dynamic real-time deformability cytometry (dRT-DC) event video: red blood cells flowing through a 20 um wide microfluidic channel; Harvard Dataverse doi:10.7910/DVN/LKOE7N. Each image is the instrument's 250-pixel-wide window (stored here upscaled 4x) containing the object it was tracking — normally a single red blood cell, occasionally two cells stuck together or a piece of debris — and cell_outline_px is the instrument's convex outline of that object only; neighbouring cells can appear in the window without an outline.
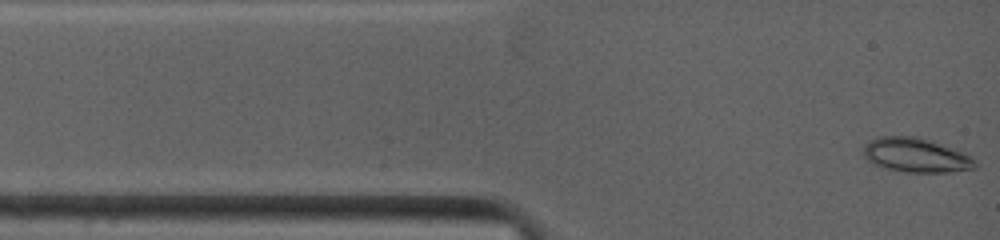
{"species": "common noctule bat (a hibernating species)", "species_latin": "Nyctalus noctula", "temperature_condition": "warm", "stored_images_in_passage": 17, "camera_frame_rate_fps": 4500, "um_per_image_px": 0.085, "animal": {"sex": "female", "body_mass_g": 19.0, "forearm_length_mm": 53.3}, "frame": {"image": 1, "passage_image": 1, "time_ms": 0.0, "image_size_px": [1000, 240], "cell_outline_px": [[976, 168], [952, 172], [904, 172], [872, 164], [864, 156], [864, 144], [868, 140], [880, 136], [916, 136], [932, 140], [964, 152], [972, 156], [976, 160]], "centroid_in_image_um": [77.88, 13.18], "position_along_channel_um": 7.1, "area_um2": 22.6}}
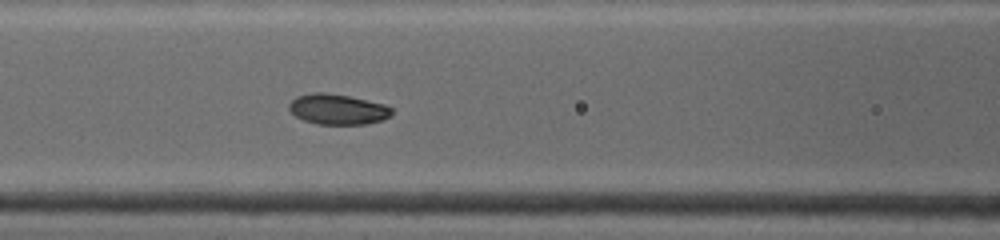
{"frame": {"image": 2, "passage_image": 14, "time_ms": 4.444, "image_size_px": [1000, 240], "cell_outline_px": [[392, 112], [384, 120], [368, 124], [316, 124], [304, 120], [296, 116], [288, 108], [288, 104], [296, 96], [312, 92], [324, 92], [348, 96], [384, 104], [392, 108]], "centroid_in_image_um": [28.68, 9.29], "position_along_channel_um": 137.9, "area_um2": 18.21}}
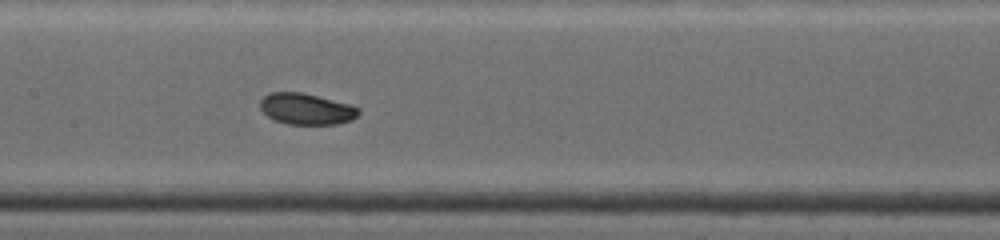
{"frame": {"image": 3, "passage_image": 17, "time_ms": 5.556, "image_size_px": [1000, 240], "cell_outline_px": [[360, 112], [352, 120], [336, 124], [288, 124], [276, 120], [268, 116], [260, 108], [260, 100], [268, 92], [300, 92], [352, 104], [360, 108]], "centroid_in_image_um": [26.06, 9.25], "position_along_channel_um": 181.3, "area_um2": 17.92}}